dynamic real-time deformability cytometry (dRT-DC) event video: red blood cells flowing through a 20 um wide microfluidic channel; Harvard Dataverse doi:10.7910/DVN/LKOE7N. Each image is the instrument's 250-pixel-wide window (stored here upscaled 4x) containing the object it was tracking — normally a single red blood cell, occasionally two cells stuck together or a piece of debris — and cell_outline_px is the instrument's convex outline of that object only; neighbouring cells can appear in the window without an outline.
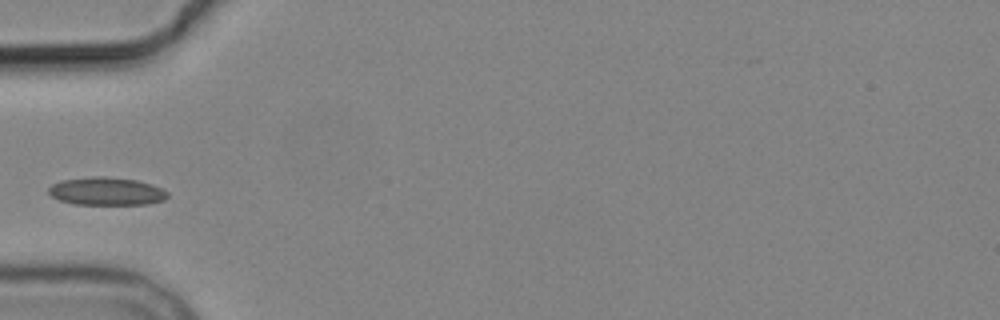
{"species": "common noctule bat (a hibernating species)", "species_latin": "Nyctalus noctula", "temperature_condition": "cold", "stored_images_in_passage": 3, "camera_frame_rate_fps": 3000, "um_per_image_px": 0.085, "animal": {"sex": "male", "body_mass_g": 19.2, "forearm_length_mm": 51.8}, "frame": {"image": 1, "passage_image": 3, "time_ms": 2.333, "image_size_px": [1000, 320], "cell_outline_px": [[168, 196], [164, 200], [148, 204], [72, 204], [60, 200], [52, 196], [48, 192], [48, 188], [52, 184], [60, 180], [92, 176], [104, 176], [136, 180], [152, 184], [168, 192]], "centroid_in_image_um": [9.03, 16.25], "position_along_channel_um": 76.0, "area_um2": 19.42}}